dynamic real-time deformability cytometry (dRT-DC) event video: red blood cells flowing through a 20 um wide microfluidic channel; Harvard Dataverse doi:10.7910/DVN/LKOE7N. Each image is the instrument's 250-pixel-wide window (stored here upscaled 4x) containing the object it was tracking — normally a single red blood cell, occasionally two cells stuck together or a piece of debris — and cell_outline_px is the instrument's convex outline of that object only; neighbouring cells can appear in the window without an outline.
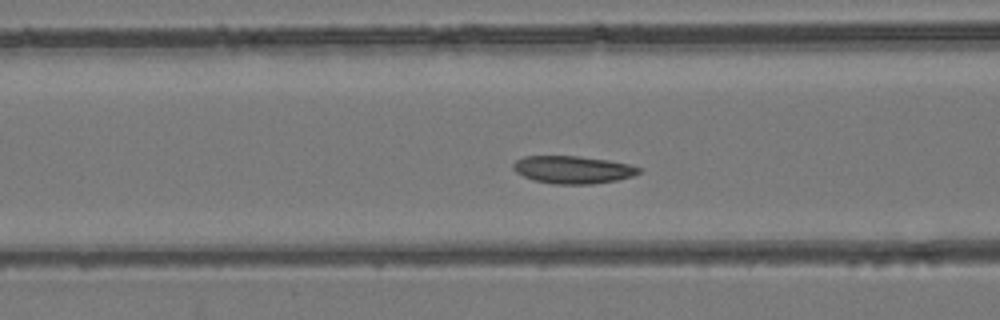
{"species": "common noctule bat (a hibernating species)", "species_latin": "Nyctalus noctula", "temperature_condition": "room temperature", "stored_images_in_passage": 37, "camera_frame_rate_fps": 3000, "um_per_image_px": 0.085, "animal": {"sex": "female", "body_mass_g": 24.6, "forearm_length_mm": 56.2}, "frame": {"image": 1, "passage_image": 8, "time_ms": 2.333, "image_size_px": [1000, 320], "cell_outline_px": [[644, 168], [640, 172], [632, 176], [616, 180], [592, 184], [552, 184], [532, 180], [516, 172], [512, 168], [512, 164], [516, 160], [524, 156], [580, 156], [608, 160], [628, 164]], "centroid_in_image_um": [48.68, 14.42], "position_along_channel_um": 117.9, "area_um2": 20.35}}
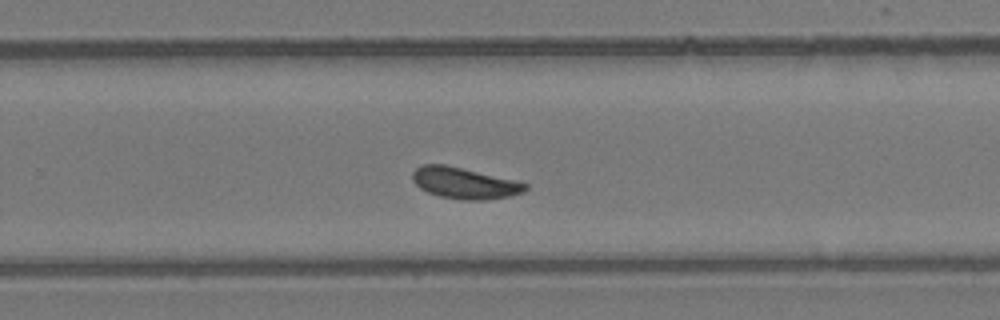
{"frame": {"image": 2, "passage_image": 20, "time_ms": 6.333, "image_size_px": [1000, 320], "cell_outline_px": [[528, 188], [524, 192], [508, 196], [484, 200], [460, 200], [440, 196], [428, 192], [420, 188], [412, 180], [412, 172], [416, 168], [424, 164], [444, 164], [512, 180], [528, 184]], "centroid_in_image_um": [39.44, 15.57], "position_along_channel_um": 290.4, "area_um2": 20.23}}
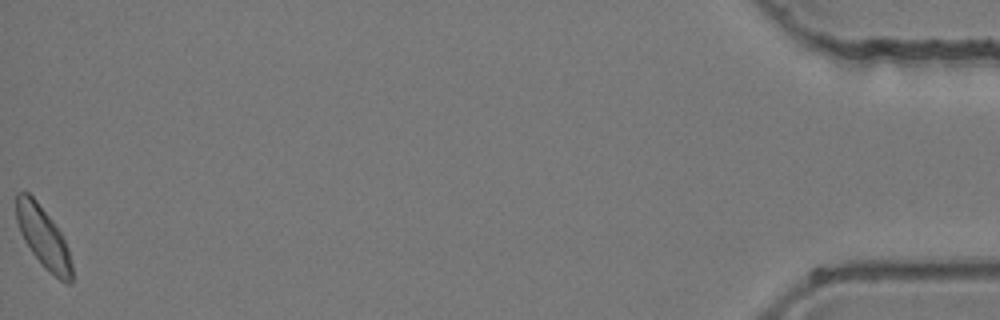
{"frame": {"image": 3, "passage_image": 37, "time_ms": 12.0, "image_size_px": [1000, 320], "cell_outline_px": [[72, 284], [64, 284], [44, 268], [32, 252], [24, 240], [20, 232], [16, 220], [16, 192], [28, 192], [36, 200], [52, 220], [60, 232], [68, 248], [72, 264]], "centroid_in_image_um": [3.68, 20.2], "position_along_channel_um": 431.5, "area_um2": 19.83}}